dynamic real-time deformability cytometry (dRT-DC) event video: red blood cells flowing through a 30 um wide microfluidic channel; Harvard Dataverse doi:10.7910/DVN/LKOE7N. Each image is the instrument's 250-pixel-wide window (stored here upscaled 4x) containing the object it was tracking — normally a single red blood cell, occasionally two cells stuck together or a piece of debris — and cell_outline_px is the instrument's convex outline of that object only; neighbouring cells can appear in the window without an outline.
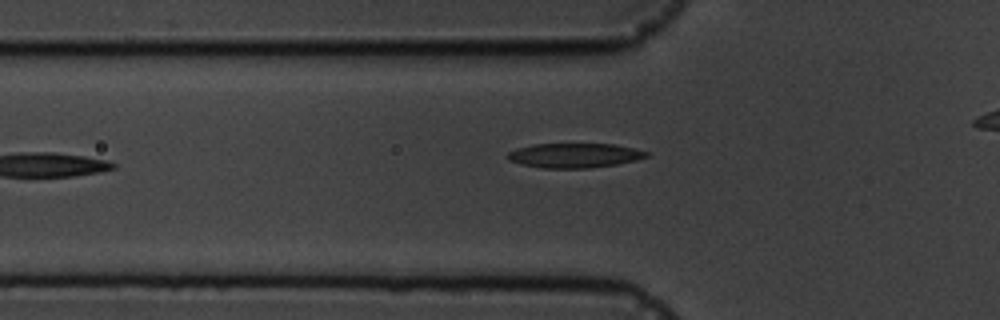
{"species": "common noctule bat (a hibernating species)", "species_latin": "Nyctalus noctula", "temperature_condition": "cold", "stored_images_in_passage": 7, "camera_frame_rate_fps": 3000, "um_per_image_px": 0.085, "animal": {"sex": "male", "body_mass_g": 19.5, "forearm_length_mm": 54.6}, "frame": {"image": 1, "passage_image": 6, "time_ms": 5.667, "image_size_px": [1000, 320], "cell_outline_px": [[648, 156], [636, 160], [616, 164], [588, 168], [544, 168], [520, 164], [508, 160], [504, 156], [508, 152], [516, 148], [532, 144], [612, 144], [632, 148], [648, 152]], "centroid_in_image_um": [48.75, 13.21], "position_along_channel_um": 77.0, "area_um2": 19.83}}